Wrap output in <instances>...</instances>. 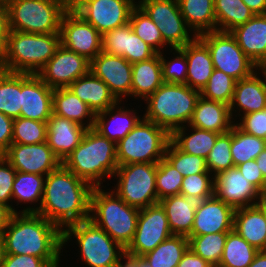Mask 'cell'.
<instances>
[{"instance_id": "1", "label": "cell", "mask_w": 266, "mask_h": 267, "mask_svg": "<svg viewBox=\"0 0 266 267\" xmlns=\"http://www.w3.org/2000/svg\"><path fill=\"white\" fill-rule=\"evenodd\" d=\"M93 188L61 164L45 177L42 203L36 213L63 232L70 225L89 220Z\"/></svg>"}, {"instance_id": "2", "label": "cell", "mask_w": 266, "mask_h": 267, "mask_svg": "<svg viewBox=\"0 0 266 267\" xmlns=\"http://www.w3.org/2000/svg\"><path fill=\"white\" fill-rule=\"evenodd\" d=\"M3 236L6 254L32 255L44 259L51 267H61L63 232L43 216L14 213Z\"/></svg>"}, {"instance_id": "3", "label": "cell", "mask_w": 266, "mask_h": 267, "mask_svg": "<svg viewBox=\"0 0 266 267\" xmlns=\"http://www.w3.org/2000/svg\"><path fill=\"white\" fill-rule=\"evenodd\" d=\"M62 164L77 177L93 187L104 188L118 168L116 144L94 128L87 129L81 143L64 159Z\"/></svg>"}, {"instance_id": "4", "label": "cell", "mask_w": 266, "mask_h": 267, "mask_svg": "<svg viewBox=\"0 0 266 267\" xmlns=\"http://www.w3.org/2000/svg\"><path fill=\"white\" fill-rule=\"evenodd\" d=\"M60 45V33L41 34L10 30L0 55V69L37 75Z\"/></svg>"}, {"instance_id": "5", "label": "cell", "mask_w": 266, "mask_h": 267, "mask_svg": "<svg viewBox=\"0 0 266 267\" xmlns=\"http://www.w3.org/2000/svg\"><path fill=\"white\" fill-rule=\"evenodd\" d=\"M200 91L187 84L163 83L144 100L143 118L165 128L170 134L188 125L194 112Z\"/></svg>"}, {"instance_id": "6", "label": "cell", "mask_w": 266, "mask_h": 267, "mask_svg": "<svg viewBox=\"0 0 266 267\" xmlns=\"http://www.w3.org/2000/svg\"><path fill=\"white\" fill-rule=\"evenodd\" d=\"M139 212L125 203L112 188L104 190L101 186L92 190L89 219L124 249L134 238Z\"/></svg>"}, {"instance_id": "7", "label": "cell", "mask_w": 266, "mask_h": 267, "mask_svg": "<svg viewBox=\"0 0 266 267\" xmlns=\"http://www.w3.org/2000/svg\"><path fill=\"white\" fill-rule=\"evenodd\" d=\"M73 240L86 267H115L125 254V249L90 219L63 231V247Z\"/></svg>"}, {"instance_id": "8", "label": "cell", "mask_w": 266, "mask_h": 267, "mask_svg": "<svg viewBox=\"0 0 266 267\" xmlns=\"http://www.w3.org/2000/svg\"><path fill=\"white\" fill-rule=\"evenodd\" d=\"M171 134L163 127L142 118L116 143L117 164L158 163L164 158Z\"/></svg>"}, {"instance_id": "9", "label": "cell", "mask_w": 266, "mask_h": 267, "mask_svg": "<svg viewBox=\"0 0 266 267\" xmlns=\"http://www.w3.org/2000/svg\"><path fill=\"white\" fill-rule=\"evenodd\" d=\"M9 30L26 33H60L63 14L70 8L63 0H10Z\"/></svg>"}, {"instance_id": "10", "label": "cell", "mask_w": 266, "mask_h": 267, "mask_svg": "<svg viewBox=\"0 0 266 267\" xmlns=\"http://www.w3.org/2000/svg\"><path fill=\"white\" fill-rule=\"evenodd\" d=\"M157 163H135L118 166L112 190L128 205L144 209L159 203L156 191Z\"/></svg>"}, {"instance_id": "11", "label": "cell", "mask_w": 266, "mask_h": 267, "mask_svg": "<svg viewBox=\"0 0 266 267\" xmlns=\"http://www.w3.org/2000/svg\"><path fill=\"white\" fill-rule=\"evenodd\" d=\"M207 47L214 69L236 81L250 77L258 66L238 46L230 32L211 31L197 36Z\"/></svg>"}, {"instance_id": "12", "label": "cell", "mask_w": 266, "mask_h": 267, "mask_svg": "<svg viewBox=\"0 0 266 267\" xmlns=\"http://www.w3.org/2000/svg\"><path fill=\"white\" fill-rule=\"evenodd\" d=\"M137 4L157 25L170 49L184 47L197 37L186 24L178 0H137Z\"/></svg>"}, {"instance_id": "13", "label": "cell", "mask_w": 266, "mask_h": 267, "mask_svg": "<svg viewBox=\"0 0 266 267\" xmlns=\"http://www.w3.org/2000/svg\"><path fill=\"white\" fill-rule=\"evenodd\" d=\"M137 0H75L71 8L101 35L129 23Z\"/></svg>"}, {"instance_id": "14", "label": "cell", "mask_w": 266, "mask_h": 267, "mask_svg": "<svg viewBox=\"0 0 266 267\" xmlns=\"http://www.w3.org/2000/svg\"><path fill=\"white\" fill-rule=\"evenodd\" d=\"M166 212L160 203L140 209L134 238L125 253L141 257L172 236Z\"/></svg>"}, {"instance_id": "15", "label": "cell", "mask_w": 266, "mask_h": 267, "mask_svg": "<svg viewBox=\"0 0 266 267\" xmlns=\"http://www.w3.org/2000/svg\"><path fill=\"white\" fill-rule=\"evenodd\" d=\"M60 38L63 47L90 61L102 51V35L71 7L61 18Z\"/></svg>"}, {"instance_id": "16", "label": "cell", "mask_w": 266, "mask_h": 267, "mask_svg": "<svg viewBox=\"0 0 266 267\" xmlns=\"http://www.w3.org/2000/svg\"><path fill=\"white\" fill-rule=\"evenodd\" d=\"M90 71V60L60 45L56 53L37 73L50 88H66Z\"/></svg>"}, {"instance_id": "17", "label": "cell", "mask_w": 266, "mask_h": 267, "mask_svg": "<svg viewBox=\"0 0 266 267\" xmlns=\"http://www.w3.org/2000/svg\"><path fill=\"white\" fill-rule=\"evenodd\" d=\"M3 156L16 171L44 176L62 164L47 142L40 144L12 143Z\"/></svg>"}, {"instance_id": "18", "label": "cell", "mask_w": 266, "mask_h": 267, "mask_svg": "<svg viewBox=\"0 0 266 267\" xmlns=\"http://www.w3.org/2000/svg\"><path fill=\"white\" fill-rule=\"evenodd\" d=\"M90 71L109 87L118 101L131 97L132 64L124 57L101 51L90 61Z\"/></svg>"}, {"instance_id": "19", "label": "cell", "mask_w": 266, "mask_h": 267, "mask_svg": "<svg viewBox=\"0 0 266 267\" xmlns=\"http://www.w3.org/2000/svg\"><path fill=\"white\" fill-rule=\"evenodd\" d=\"M214 195L234 210L257 205L262 194L241 174L237 167L214 176Z\"/></svg>"}, {"instance_id": "20", "label": "cell", "mask_w": 266, "mask_h": 267, "mask_svg": "<svg viewBox=\"0 0 266 267\" xmlns=\"http://www.w3.org/2000/svg\"><path fill=\"white\" fill-rule=\"evenodd\" d=\"M229 107L234 123L242 115L266 108V70L264 68H259L248 78L236 81Z\"/></svg>"}, {"instance_id": "21", "label": "cell", "mask_w": 266, "mask_h": 267, "mask_svg": "<svg viewBox=\"0 0 266 267\" xmlns=\"http://www.w3.org/2000/svg\"><path fill=\"white\" fill-rule=\"evenodd\" d=\"M234 211L215 195L198 201L189 236L232 231Z\"/></svg>"}, {"instance_id": "22", "label": "cell", "mask_w": 266, "mask_h": 267, "mask_svg": "<svg viewBox=\"0 0 266 267\" xmlns=\"http://www.w3.org/2000/svg\"><path fill=\"white\" fill-rule=\"evenodd\" d=\"M50 88L37 75L22 73V106L20 117L47 122L53 114Z\"/></svg>"}, {"instance_id": "23", "label": "cell", "mask_w": 266, "mask_h": 267, "mask_svg": "<svg viewBox=\"0 0 266 267\" xmlns=\"http://www.w3.org/2000/svg\"><path fill=\"white\" fill-rule=\"evenodd\" d=\"M118 101L105 111L95 115L94 129L115 144L123 139L143 118L138 109L129 108Z\"/></svg>"}, {"instance_id": "24", "label": "cell", "mask_w": 266, "mask_h": 267, "mask_svg": "<svg viewBox=\"0 0 266 267\" xmlns=\"http://www.w3.org/2000/svg\"><path fill=\"white\" fill-rule=\"evenodd\" d=\"M230 33L244 54L258 68L266 67V14H255L249 21Z\"/></svg>"}, {"instance_id": "25", "label": "cell", "mask_w": 266, "mask_h": 267, "mask_svg": "<svg viewBox=\"0 0 266 267\" xmlns=\"http://www.w3.org/2000/svg\"><path fill=\"white\" fill-rule=\"evenodd\" d=\"M87 128L58 115L47 121L46 142L61 162L81 143Z\"/></svg>"}, {"instance_id": "26", "label": "cell", "mask_w": 266, "mask_h": 267, "mask_svg": "<svg viewBox=\"0 0 266 267\" xmlns=\"http://www.w3.org/2000/svg\"><path fill=\"white\" fill-rule=\"evenodd\" d=\"M188 125L222 134L231 130L234 121L229 105L205 99L200 95Z\"/></svg>"}, {"instance_id": "27", "label": "cell", "mask_w": 266, "mask_h": 267, "mask_svg": "<svg viewBox=\"0 0 266 267\" xmlns=\"http://www.w3.org/2000/svg\"><path fill=\"white\" fill-rule=\"evenodd\" d=\"M179 49L187 58L186 84L192 89L201 92L214 71L208 47L196 37L193 41Z\"/></svg>"}, {"instance_id": "28", "label": "cell", "mask_w": 266, "mask_h": 267, "mask_svg": "<svg viewBox=\"0 0 266 267\" xmlns=\"http://www.w3.org/2000/svg\"><path fill=\"white\" fill-rule=\"evenodd\" d=\"M68 88L87 104L95 115L118 102L109 87L91 71L76 79Z\"/></svg>"}, {"instance_id": "29", "label": "cell", "mask_w": 266, "mask_h": 267, "mask_svg": "<svg viewBox=\"0 0 266 267\" xmlns=\"http://www.w3.org/2000/svg\"><path fill=\"white\" fill-rule=\"evenodd\" d=\"M233 230L259 251L266 250V219L258 205L236 209Z\"/></svg>"}, {"instance_id": "30", "label": "cell", "mask_w": 266, "mask_h": 267, "mask_svg": "<svg viewBox=\"0 0 266 267\" xmlns=\"http://www.w3.org/2000/svg\"><path fill=\"white\" fill-rule=\"evenodd\" d=\"M163 83L160 53L149 60L132 64V99L144 101Z\"/></svg>"}, {"instance_id": "31", "label": "cell", "mask_w": 266, "mask_h": 267, "mask_svg": "<svg viewBox=\"0 0 266 267\" xmlns=\"http://www.w3.org/2000/svg\"><path fill=\"white\" fill-rule=\"evenodd\" d=\"M166 212L168 225L173 235L188 237L194 222L198 201L177 194L159 201Z\"/></svg>"}, {"instance_id": "32", "label": "cell", "mask_w": 266, "mask_h": 267, "mask_svg": "<svg viewBox=\"0 0 266 267\" xmlns=\"http://www.w3.org/2000/svg\"><path fill=\"white\" fill-rule=\"evenodd\" d=\"M52 107L53 114L67 118L87 129L94 128V112L68 87L54 89Z\"/></svg>"}, {"instance_id": "33", "label": "cell", "mask_w": 266, "mask_h": 267, "mask_svg": "<svg viewBox=\"0 0 266 267\" xmlns=\"http://www.w3.org/2000/svg\"><path fill=\"white\" fill-rule=\"evenodd\" d=\"M45 177L35 173L16 171L12 187L13 203L15 202V206L27 205V207L24 206L23 210L22 208L19 210L20 213H36L39 210L42 203Z\"/></svg>"}, {"instance_id": "34", "label": "cell", "mask_w": 266, "mask_h": 267, "mask_svg": "<svg viewBox=\"0 0 266 267\" xmlns=\"http://www.w3.org/2000/svg\"><path fill=\"white\" fill-rule=\"evenodd\" d=\"M219 133L186 125L171 133V141L183 152L207 158Z\"/></svg>"}, {"instance_id": "35", "label": "cell", "mask_w": 266, "mask_h": 267, "mask_svg": "<svg viewBox=\"0 0 266 267\" xmlns=\"http://www.w3.org/2000/svg\"><path fill=\"white\" fill-rule=\"evenodd\" d=\"M186 24L196 36L216 31L214 0H178Z\"/></svg>"}, {"instance_id": "36", "label": "cell", "mask_w": 266, "mask_h": 267, "mask_svg": "<svg viewBox=\"0 0 266 267\" xmlns=\"http://www.w3.org/2000/svg\"><path fill=\"white\" fill-rule=\"evenodd\" d=\"M189 248V239L181 235H172L160 243L154 250L141 256L150 267H177L183 254Z\"/></svg>"}, {"instance_id": "37", "label": "cell", "mask_w": 266, "mask_h": 267, "mask_svg": "<svg viewBox=\"0 0 266 267\" xmlns=\"http://www.w3.org/2000/svg\"><path fill=\"white\" fill-rule=\"evenodd\" d=\"M216 31L230 32L249 21L255 13L243 0H214Z\"/></svg>"}, {"instance_id": "38", "label": "cell", "mask_w": 266, "mask_h": 267, "mask_svg": "<svg viewBox=\"0 0 266 267\" xmlns=\"http://www.w3.org/2000/svg\"><path fill=\"white\" fill-rule=\"evenodd\" d=\"M22 73L0 69V112L13 119L20 117Z\"/></svg>"}, {"instance_id": "39", "label": "cell", "mask_w": 266, "mask_h": 267, "mask_svg": "<svg viewBox=\"0 0 266 267\" xmlns=\"http://www.w3.org/2000/svg\"><path fill=\"white\" fill-rule=\"evenodd\" d=\"M259 252L234 230L228 232L219 267H248Z\"/></svg>"}, {"instance_id": "40", "label": "cell", "mask_w": 266, "mask_h": 267, "mask_svg": "<svg viewBox=\"0 0 266 267\" xmlns=\"http://www.w3.org/2000/svg\"><path fill=\"white\" fill-rule=\"evenodd\" d=\"M265 148V139L242 131L235 123L231 127V155L235 167L256 159Z\"/></svg>"}, {"instance_id": "41", "label": "cell", "mask_w": 266, "mask_h": 267, "mask_svg": "<svg viewBox=\"0 0 266 267\" xmlns=\"http://www.w3.org/2000/svg\"><path fill=\"white\" fill-rule=\"evenodd\" d=\"M129 24L134 33L150 45L157 53L166 51V48L168 51L169 46L163 41L157 25L138 4L131 11Z\"/></svg>"}, {"instance_id": "42", "label": "cell", "mask_w": 266, "mask_h": 267, "mask_svg": "<svg viewBox=\"0 0 266 267\" xmlns=\"http://www.w3.org/2000/svg\"><path fill=\"white\" fill-rule=\"evenodd\" d=\"M228 232L188 236L189 248L213 267H219Z\"/></svg>"}, {"instance_id": "43", "label": "cell", "mask_w": 266, "mask_h": 267, "mask_svg": "<svg viewBox=\"0 0 266 267\" xmlns=\"http://www.w3.org/2000/svg\"><path fill=\"white\" fill-rule=\"evenodd\" d=\"M164 158L184 177L192 174L210 173L206 159L181 151L171 140L167 145Z\"/></svg>"}, {"instance_id": "44", "label": "cell", "mask_w": 266, "mask_h": 267, "mask_svg": "<svg viewBox=\"0 0 266 267\" xmlns=\"http://www.w3.org/2000/svg\"><path fill=\"white\" fill-rule=\"evenodd\" d=\"M236 80L222 71L214 69L207 85L201 90L200 95L208 100L231 104Z\"/></svg>"}, {"instance_id": "45", "label": "cell", "mask_w": 266, "mask_h": 267, "mask_svg": "<svg viewBox=\"0 0 266 267\" xmlns=\"http://www.w3.org/2000/svg\"><path fill=\"white\" fill-rule=\"evenodd\" d=\"M47 122L18 117L14 119L12 143L40 144L46 142Z\"/></svg>"}, {"instance_id": "46", "label": "cell", "mask_w": 266, "mask_h": 267, "mask_svg": "<svg viewBox=\"0 0 266 267\" xmlns=\"http://www.w3.org/2000/svg\"><path fill=\"white\" fill-rule=\"evenodd\" d=\"M206 165L213 176L235 167L231 155V130L217 136L214 147L206 158Z\"/></svg>"}, {"instance_id": "47", "label": "cell", "mask_w": 266, "mask_h": 267, "mask_svg": "<svg viewBox=\"0 0 266 267\" xmlns=\"http://www.w3.org/2000/svg\"><path fill=\"white\" fill-rule=\"evenodd\" d=\"M184 176L175 169L165 158L157 163L156 191L161 199L180 194Z\"/></svg>"}, {"instance_id": "48", "label": "cell", "mask_w": 266, "mask_h": 267, "mask_svg": "<svg viewBox=\"0 0 266 267\" xmlns=\"http://www.w3.org/2000/svg\"><path fill=\"white\" fill-rule=\"evenodd\" d=\"M168 52L172 53L169 58L164 54L167 50L160 53L164 83L186 84L187 58L185 54L179 48L169 49Z\"/></svg>"}, {"instance_id": "49", "label": "cell", "mask_w": 266, "mask_h": 267, "mask_svg": "<svg viewBox=\"0 0 266 267\" xmlns=\"http://www.w3.org/2000/svg\"><path fill=\"white\" fill-rule=\"evenodd\" d=\"M180 194L201 201L214 195V176L211 173H199L185 176Z\"/></svg>"}, {"instance_id": "50", "label": "cell", "mask_w": 266, "mask_h": 267, "mask_svg": "<svg viewBox=\"0 0 266 267\" xmlns=\"http://www.w3.org/2000/svg\"><path fill=\"white\" fill-rule=\"evenodd\" d=\"M133 31L130 24L115 28L102 35V51L126 59L127 35Z\"/></svg>"}, {"instance_id": "51", "label": "cell", "mask_w": 266, "mask_h": 267, "mask_svg": "<svg viewBox=\"0 0 266 267\" xmlns=\"http://www.w3.org/2000/svg\"><path fill=\"white\" fill-rule=\"evenodd\" d=\"M16 170L13 166L4 158L0 157V204L8 206L14 213H20L15 208L12 199V187L15 179Z\"/></svg>"}, {"instance_id": "52", "label": "cell", "mask_w": 266, "mask_h": 267, "mask_svg": "<svg viewBox=\"0 0 266 267\" xmlns=\"http://www.w3.org/2000/svg\"><path fill=\"white\" fill-rule=\"evenodd\" d=\"M156 54L157 52L139 38L134 31L127 35L126 60L131 64L149 60Z\"/></svg>"}, {"instance_id": "53", "label": "cell", "mask_w": 266, "mask_h": 267, "mask_svg": "<svg viewBox=\"0 0 266 267\" xmlns=\"http://www.w3.org/2000/svg\"><path fill=\"white\" fill-rule=\"evenodd\" d=\"M235 124L242 131L266 140V108L242 115Z\"/></svg>"}, {"instance_id": "54", "label": "cell", "mask_w": 266, "mask_h": 267, "mask_svg": "<svg viewBox=\"0 0 266 267\" xmlns=\"http://www.w3.org/2000/svg\"><path fill=\"white\" fill-rule=\"evenodd\" d=\"M241 174L263 195L266 191V179L264 178L255 159L236 166Z\"/></svg>"}, {"instance_id": "55", "label": "cell", "mask_w": 266, "mask_h": 267, "mask_svg": "<svg viewBox=\"0 0 266 267\" xmlns=\"http://www.w3.org/2000/svg\"><path fill=\"white\" fill-rule=\"evenodd\" d=\"M1 267H51L44 259L32 255L6 254Z\"/></svg>"}, {"instance_id": "56", "label": "cell", "mask_w": 266, "mask_h": 267, "mask_svg": "<svg viewBox=\"0 0 266 267\" xmlns=\"http://www.w3.org/2000/svg\"><path fill=\"white\" fill-rule=\"evenodd\" d=\"M14 119L0 112V154L3 155L12 144Z\"/></svg>"}, {"instance_id": "57", "label": "cell", "mask_w": 266, "mask_h": 267, "mask_svg": "<svg viewBox=\"0 0 266 267\" xmlns=\"http://www.w3.org/2000/svg\"><path fill=\"white\" fill-rule=\"evenodd\" d=\"M177 267H213L202 257L195 254L190 248L183 254Z\"/></svg>"}, {"instance_id": "58", "label": "cell", "mask_w": 266, "mask_h": 267, "mask_svg": "<svg viewBox=\"0 0 266 267\" xmlns=\"http://www.w3.org/2000/svg\"><path fill=\"white\" fill-rule=\"evenodd\" d=\"M8 10L5 4L0 7V55L2 54L9 34Z\"/></svg>"}, {"instance_id": "59", "label": "cell", "mask_w": 266, "mask_h": 267, "mask_svg": "<svg viewBox=\"0 0 266 267\" xmlns=\"http://www.w3.org/2000/svg\"><path fill=\"white\" fill-rule=\"evenodd\" d=\"M115 267H150L141 257L124 254Z\"/></svg>"}, {"instance_id": "60", "label": "cell", "mask_w": 266, "mask_h": 267, "mask_svg": "<svg viewBox=\"0 0 266 267\" xmlns=\"http://www.w3.org/2000/svg\"><path fill=\"white\" fill-rule=\"evenodd\" d=\"M14 212L6 205L0 204V233L8 226Z\"/></svg>"}, {"instance_id": "61", "label": "cell", "mask_w": 266, "mask_h": 267, "mask_svg": "<svg viewBox=\"0 0 266 267\" xmlns=\"http://www.w3.org/2000/svg\"><path fill=\"white\" fill-rule=\"evenodd\" d=\"M243 2L255 14H266V0H243Z\"/></svg>"}, {"instance_id": "62", "label": "cell", "mask_w": 266, "mask_h": 267, "mask_svg": "<svg viewBox=\"0 0 266 267\" xmlns=\"http://www.w3.org/2000/svg\"><path fill=\"white\" fill-rule=\"evenodd\" d=\"M248 267H266V250H260Z\"/></svg>"}, {"instance_id": "63", "label": "cell", "mask_w": 266, "mask_h": 267, "mask_svg": "<svg viewBox=\"0 0 266 267\" xmlns=\"http://www.w3.org/2000/svg\"><path fill=\"white\" fill-rule=\"evenodd\" d=\"M255 160L264 178L266 179V148L258 155Z\"/></svg>"}, {"instance_id": "64", "label": "cell", "mask_w": 266, "mask_h": 267, "mask_svg": "<svg viewBox=\"0 0 266 267\" xmlns=\"http://www.w3.org/2000/svg\"><path fill=\"white\" fill-rule=\"evenodd\" d=\"M5 255H6V252H5L4 236H3V233H0V267L3 264Z\"/></svg>"}, {"instance_id": "65", "label": "cell", "mask_w": 266, "mask_h": 267, "mask_svg": "<svg viewBox=\"0 0 266 267\" xmlns=\"http://www.w3.org/2000/svg\"><path fill=\"white\" fill-rule=\"evenodd\" d=\"M257 205L263 210L266 219V201L262 198Z\"/></svg>"}, {"instance_id": "66", "label": "cell", "mask_w": 266, "mask_h": 267, "mask_svg": "<svg viewBox=\"0 0 266 267\" xmlns=\"http://www.w3.org/2000/svg\"><path fill=\"white\" fill-rule=\"evenodd\" d=\"M75 0H68V6L71 7Z\"/></svg>"}, {"instance_id": "67", "label": "cell", "mask_w": 266, "mask_h": 267, "mask_svg": "<svg viewBox=\"0 0 266 267\" xmlns=\"http://www.w3.org/2000/svg\"><path fill=\"white\" fill-rule=\"evenodd\" d=\"M262 198L266 201V191H265V193L262 195Z\"/></svg>"}, {"instance_id": "68", "label": "cell", "mask_w": 266, "mask_h": 267, "mask_svg": "<svg viewBox=\"0 0 266 267\" xmlns=\"http://www.w3.org/2000/svg\"><path fill=\"white\" fill-rule=\"evenodd\" d=\"M4 4H6L10 0H1Z\"/></svg>"}, {"instance_id": "69", "label": "cell", "mask_w": 266, "mask_h": 267, "mask_svg": "<svg viewBox=\"0 0 266 267\" xmlns=\"http://www.w3.org/2000/svg\"><path fill=\"white\" fill-rule=\"evenodd\" d=\"M4 3L0 0V7L3 5Z\"/></svg>"}]
</instances>
